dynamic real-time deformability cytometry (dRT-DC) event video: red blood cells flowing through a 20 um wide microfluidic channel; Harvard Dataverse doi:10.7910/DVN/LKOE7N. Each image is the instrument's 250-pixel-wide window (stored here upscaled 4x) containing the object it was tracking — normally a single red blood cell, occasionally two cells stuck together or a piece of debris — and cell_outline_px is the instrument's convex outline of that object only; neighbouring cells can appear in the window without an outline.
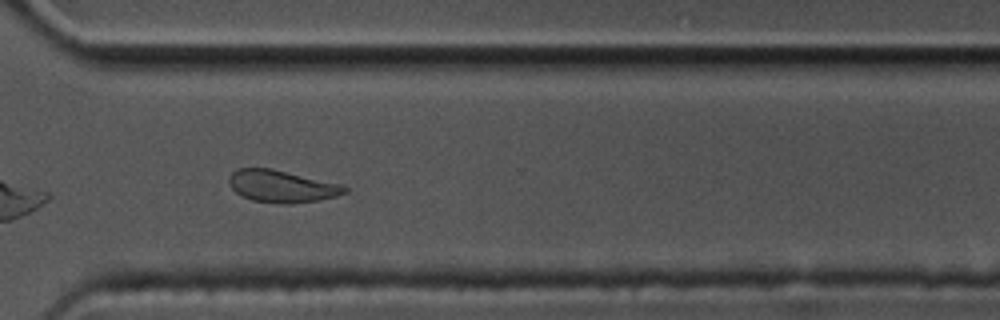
{"species": "common noctule bat (a hibernating species)", "species_latin": "Nyctalus noctula", "temperature_condition": "cold", "stored_images_in_passage": 38, "camera_frame_rate_fps": 3000, "um_per_image_px": 0.085, "animal": {"sex": "male", "body_mass_g": 17.5, "forearm_length_mm": 52.3}, "frame": {"image": 1, "passage_image": 27, "time_ms": 8.667, "image_size_px": [1000, 320], "cell_outline_px": [[348, 192], [336, 196], [320, 200], [288, 204], [280, 204], [252, 200], [240, 196], [228, 184], [228, 180], [232, 172], [236, 168], [272, 168], [344, 184], [348, 188]], "centroid_in_image_um": [23.97, 15.83], "position_along_channel_um": 346.6, "area_um2": 22.08}, "authors_computed_cell_mechanics": {"area_um2": 22.3686, "velocity_mm_per_s": 3.4698, "shape_relaxation_time_tau1_ms": 5.2043, "shape_relaxation_time_tau2_ms": 1.668, "deformation_change_tau1": 0.1481, "deformation_change_tau2": 0.0745}}